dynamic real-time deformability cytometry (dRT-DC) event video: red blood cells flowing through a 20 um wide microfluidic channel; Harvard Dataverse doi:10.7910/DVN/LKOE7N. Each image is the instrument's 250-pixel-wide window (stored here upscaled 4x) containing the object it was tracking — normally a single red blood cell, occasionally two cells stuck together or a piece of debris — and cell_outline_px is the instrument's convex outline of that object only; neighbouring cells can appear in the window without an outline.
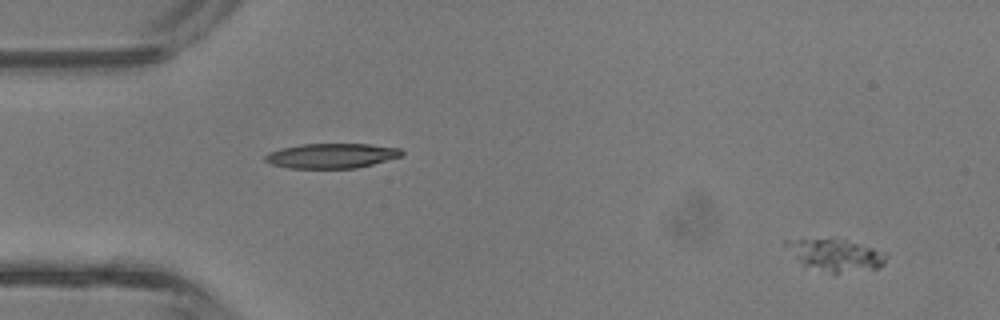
{"species": "common noctule bat (a hibernating species)", "species_latin": "Nyctalus noctula", "temperature_condition": "room temperature", "stored_images_in_passage": 3, "camera_frame_rate_fps": 3000, "um_per_image_px": 0.085, "animal": {"sex": "male", "body_mass_g": 13.3}, "frame": {"image": 1, "passage_image": 1, "time_ms": 0.0, "image_size_px": [1000, 320], "cell_outline_px": [[884, 264], [880, 268], [836, 272], [832, 272], [804, 264], [784, 244], [784, 240], [844, 240], [872, 248], [884, 252]], "centroid_in_image_um": [71.07, 21.67], "position_along_channel_um": 13.9, "area_um2": 17.22}}